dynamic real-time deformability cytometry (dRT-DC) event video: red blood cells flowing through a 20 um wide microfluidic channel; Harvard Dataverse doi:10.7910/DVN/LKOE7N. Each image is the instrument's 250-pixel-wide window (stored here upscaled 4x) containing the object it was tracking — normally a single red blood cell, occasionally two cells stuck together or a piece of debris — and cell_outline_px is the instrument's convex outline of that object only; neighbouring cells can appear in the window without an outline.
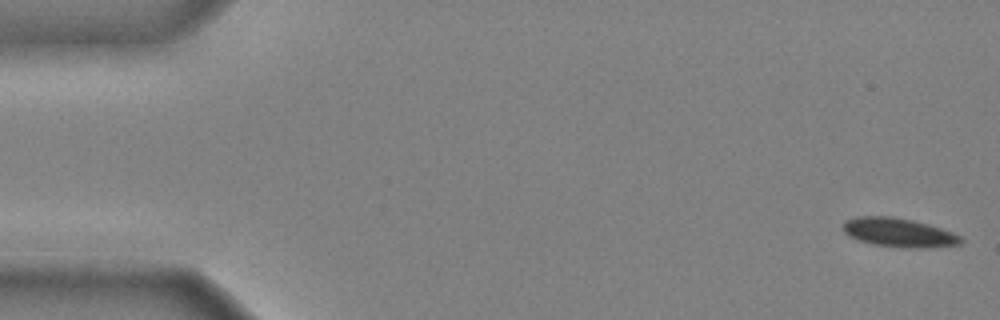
{"species": "common noctule bat (a hibernating species)", "species_latin": "Nyctalus noctula", "temperature_condition": "cold", "stored_images_in_passage": 48, "camera_frame_rate_fps": 3000, "um_per_image_px": 0.085, "animal": {"sex": "male", "body_mass_g": 20.4}, "frame": {"image": 1, "passage_image": 1, "time_ms": 0.0, "image_size_px": [1000, 320], "cell_outline_px": [[964, 240], [960, 244], [932, 248], [908, 248], [872, 244], [848, 236], [844, 232], [844, 224], [848, 220], [856, 216], [892, 216], [912, 220], [928, 224], [952, 232], [960, 236]], "centroid_in_image_um": [76.43, 19.77], "position_along_channel_um": 8.6, "area_um2": 19.83}}
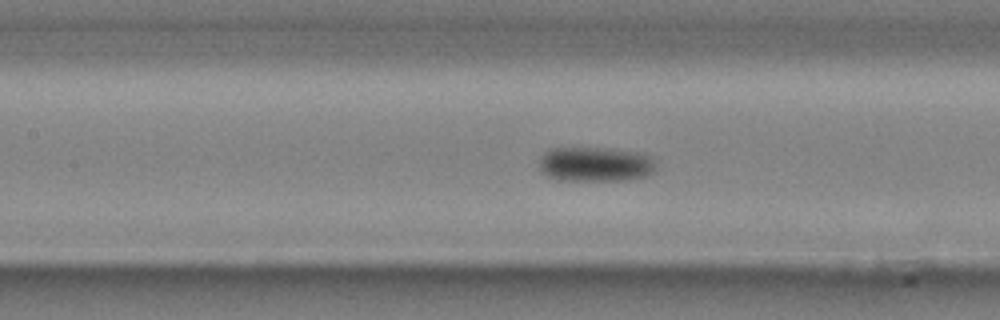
{"frame": {"image": 2, "passage_image": 22, "time_ms": 7.0, "image_size_px": [1000, 320], "cell_outline_px": [[656, 168], [648, 176], [624, 180], [560, 180], [548, 176], [540, 172], [540, 156], [548, 148], [600, 148], [636, 152], [652, 156]], "centroid_in_image_um": [50.58, 13.96], "position_along_channel_um": 156.8, "area_um2": 23.64}}
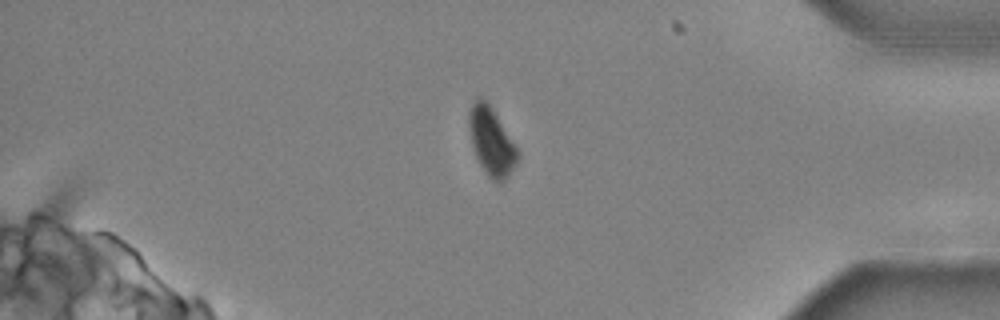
{"frame": {"image": 3, "passage_image": 42, "time_ms": 13.667, "image_size_px": [1000, 320], "cell_outline_px": [[516, 164], [508, 176], [504, 180], [492, 180], [488, 176], [480, 164], [472, 148], [468, 124], [468, 112], [476, 96], [484, 100], [492, 108], [516, 148]], "centroid_in_image_um": [41.71, 12.0], "position_along_channel_um": 393.5, "area_um2": 18.61}, "authors_computed_cell_mechanics": {"area_um2": 21.5305, "velocity_mm_per_s": 3.9493, "shape_relaxation_time_tau1_ms": 1.8761, "shape_relaxation_time_tau2_ms": null, "deformation_change_tau1": 0.0854, "deformation_change_tau2": null}}